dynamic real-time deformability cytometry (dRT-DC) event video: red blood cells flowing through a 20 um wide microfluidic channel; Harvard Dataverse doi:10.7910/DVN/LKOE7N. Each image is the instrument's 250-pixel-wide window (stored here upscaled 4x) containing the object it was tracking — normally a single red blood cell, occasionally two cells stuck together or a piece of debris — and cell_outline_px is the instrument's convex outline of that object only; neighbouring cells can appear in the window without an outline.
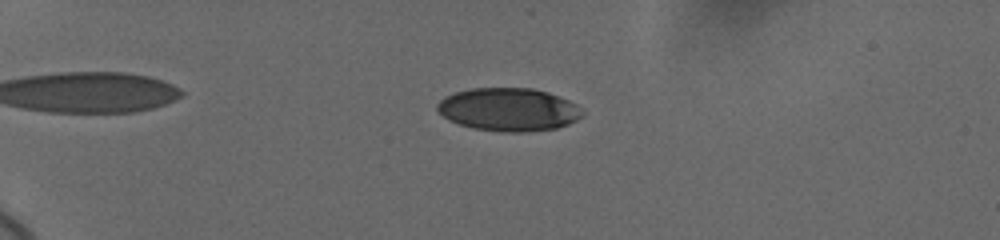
{"species": "human", "species_latin": "Homo sapiens", "temperature_condition": "cold", "stored_images_in_passage": 32, "camera_frame_rate_fps": 3000, "um_per_image_px": 0.085, "donor": {"sex": "female"}, "frame": {"image": 1, "passage_image": 2, "time_ms": 0.667, "image_size_px": [1000, 240], "cell_outline_px": [[584, 116], [568, 124], [556, 128], [524, 132], [504, 132], [476, 128], [460, 124], [448, 120], [436, 108], [436, 104], [444, 96], [456, 92], [472, 88], [532, 88], [548, 92], [568, 100], [576, 104], [584, 112]], "centroid_in_image_um": [43.24, 9.3], "position_along_channel_um": 41.8, "area_um2": 36.36}}
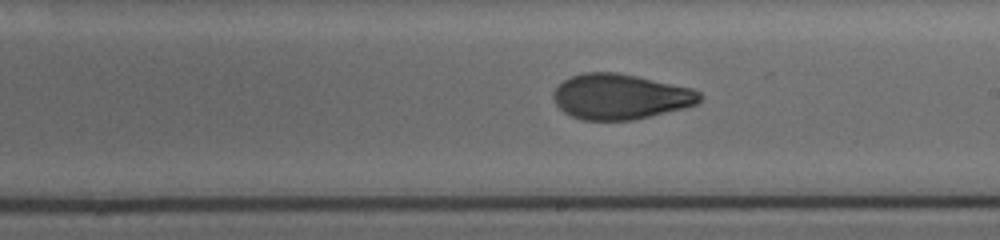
{"frame": {"image": 2, "passage_image": 18, "time_ms": 7.667, "image_size_px": [1000, 240], "cell_outline_px": [[700, 100], [696, 104], [684, 108], [632, 120], [580, 120], [564, 112], [556, 104], [552, 96], [552, 92], [564, 80], [572, 76], [584, 72], [616, 72], [636, 76], [692, 88], [700, 92]], "centroid_in_image_um": [52.7, 8.21], "position_along_channel_um": 236.3, "area_um2": 38.49}}
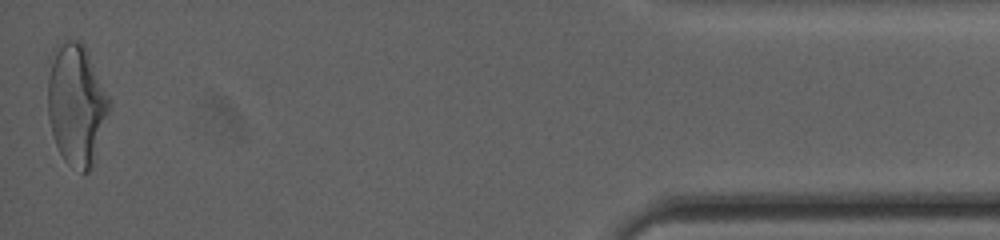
{"frame": {"image": 3, "passage_image": 32, "time_ms": 14.667, "image_size_px": [1000, 240], "cell_outline_px": [[112, 104], [96, 160], [92, 168], [88, 172], [80, 172], [68, 164], [64, 160], [56, 144], [52, 132], [48, 116], [48, 56], [52, 48], [56, 44], [68, 40], [80, 40], [84, 44], [112, 100]], "centroid_in_image_um": [6.51, 8.86], "position_along_channel_um": 428.7, "area_um2": 44.74}, "authors_computed_cell_mechanics": {"area_um2": 39.0439, "velocity_mm_per_s": 3.6921, "shape_relaxation_time_tau1_ms": 6.0172, "shape_relaxation_time_tau2_ms": 1.3712, "deformation_change_tau1": 0.1773, "deformation_change_tau2": 0.064}}